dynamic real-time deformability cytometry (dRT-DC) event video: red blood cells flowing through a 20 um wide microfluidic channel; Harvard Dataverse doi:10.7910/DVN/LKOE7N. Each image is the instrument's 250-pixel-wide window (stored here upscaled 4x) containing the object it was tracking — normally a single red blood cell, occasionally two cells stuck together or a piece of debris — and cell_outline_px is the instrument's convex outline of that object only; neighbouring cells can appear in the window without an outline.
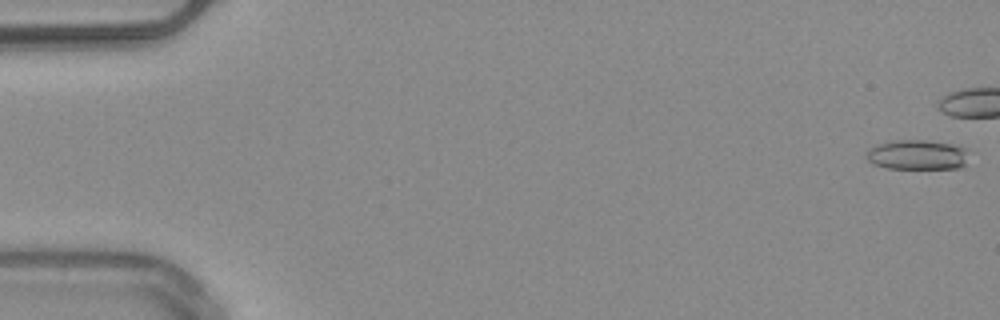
{"species": "common noctule bat (a hibernating species)", "species_latin": "Nyctalus noctula", "temperature_condition": "warm", "stored_images_in_passage": 34, "camera_frame_rate_fps": 3000, "um_per_image_px": 0.085, "animal": {"sex": "male", "body_mass_g": 20.4}, "frame": {"image": 1, "passage_image": 1, "time_ms": 0.0, "image_size_px": [1000, 320], "cell_outline_px": [[968, 148], [964, 164], [960, 168], [888, 168], [872, 164], [864, 156], [876, 144], [892, 140], [928, 140], [952, 144]], "centroid_in_image_um": [77.95, 13.15], "position_along_channel_um": 7.0, "area_um2": 17.8}}